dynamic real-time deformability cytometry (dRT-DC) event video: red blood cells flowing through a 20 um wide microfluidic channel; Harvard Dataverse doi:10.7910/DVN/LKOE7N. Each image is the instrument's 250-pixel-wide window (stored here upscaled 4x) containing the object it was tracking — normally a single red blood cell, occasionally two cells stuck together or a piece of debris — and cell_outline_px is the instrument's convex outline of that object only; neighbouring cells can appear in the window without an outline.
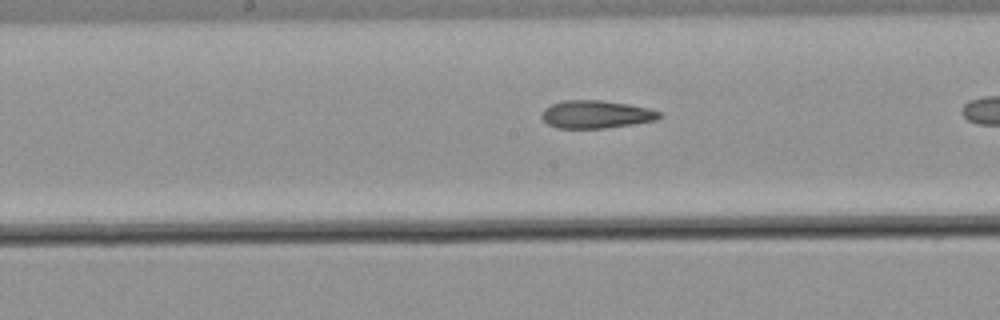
{"species": "common noctule bat (a hibernating species)", "species_latin": "Nyctalus noctula", "temperature_condition": "warm", "stored_images_in_passage": 16, "camera_frame_rate_fps": 3000, "um_per_image_px": 0.085, "animal": {"sex": "male", "body_mass_g": 21.5, "forearm_length_mm": 52.0}, "frame": {"image": 1, "passage_image": 12, "time_ms": 3.667, "image_size_px": [1000, 320], "cell_outline_px": [[660, 116], [656, 120], [632, 124], [604, 128], [556, 128], [548, 124], [540, 116], [544, 108], [552, 104], [564, 100], [600, 100], [628, 104], [648, 108], [660, 112]], "centroid_in_image_um": [50.62, 9.72], "position_along_channel_um": 197.6, "area_um2": 18.96}}